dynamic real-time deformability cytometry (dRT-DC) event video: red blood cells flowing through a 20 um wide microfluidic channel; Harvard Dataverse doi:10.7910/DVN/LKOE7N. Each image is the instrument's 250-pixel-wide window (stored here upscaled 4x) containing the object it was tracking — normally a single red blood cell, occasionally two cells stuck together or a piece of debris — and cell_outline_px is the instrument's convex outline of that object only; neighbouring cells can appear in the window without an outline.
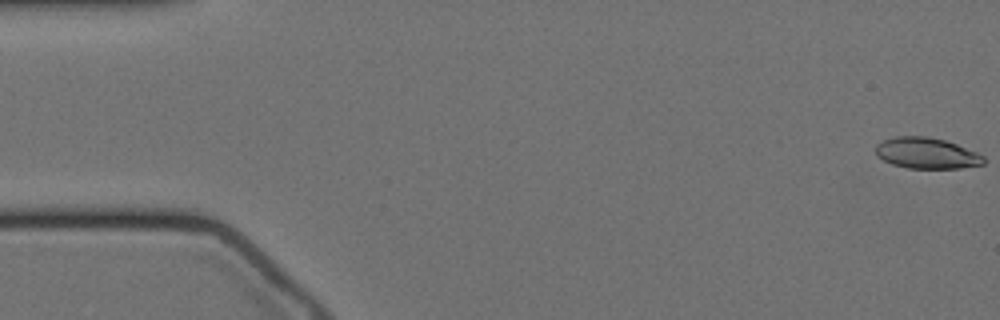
{"species": "Egyptian fruit bat (a non-hibernating species)", "species_latin": "Rousettus aegyptiacus", "temperature_condition": "cold", "stored_images_in_passage": 21, "camera_frame_rate_fps": 3000, "um_per_image_px": 0.085, "animal": {"sex": "female"}, "frame": {"image": 1, "passage_image": 1, "time_ms": 0.0, "image_size_px": [1000, 320], "cell_outline_px": [[984, 164], [960, 168], [908, 168], [892, 164], [876, 156], [876, 144], [884, 140], [896, 136], [928, 136], [944, 140], [956, 144], [976, 152], [984, 156]], "centroid_in_image_um": [78.75, 13.02], "position_along_channel_um": 6.3, "area_um2": 19.42}}
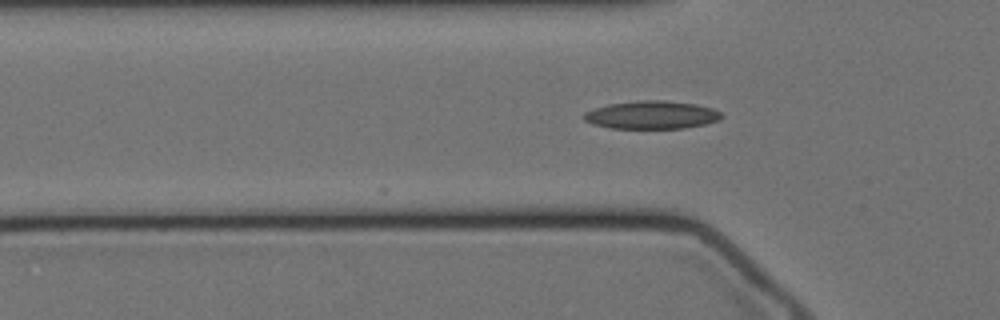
{"frame": {"image": 2, "passage_image": 18, "time_ms": 5.667, "image_size_px": [1000, 320], "cell_outline_px": [[724, 116], [720, 120], [704, 124], [684, 128], [608, 128], [592, 124], [584, 120], [580, 116], [584, 112], [608, 104], [636, 100], [664, 100], [696, 104], [712, 108], [720, 112]], "centroid_in_image_um": [55.36, 9.76], "position_along_channel_um": 70.4, "area_um2": 22.66}}
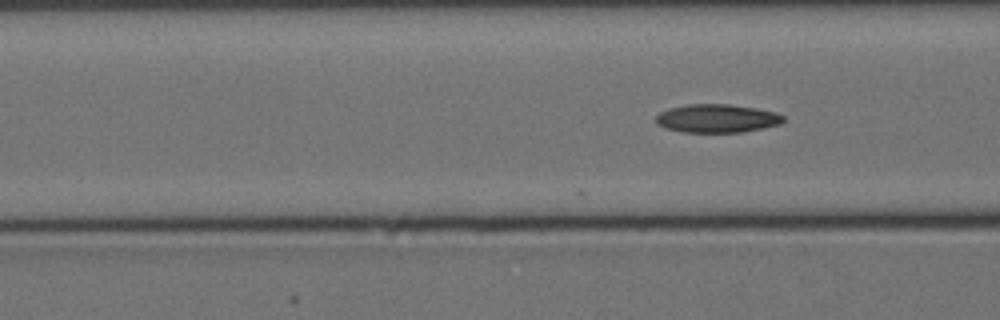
{"frame": {"image": 3, "passage_image": 21, "time_ms": 6.667, "image_size_px": [1000, 320], "cell_outline_px": [[784, 120], [780, 124], [740, 132], [680, 132], [664, 128], [656, 124], [656, 116], [660, 112], [668, 108], [688, 104], [728, 104], [756, 108], [776, 112], [784, 116]], "centroid_in_image_um": [60.9, 10.06], "position_along_channel_um": 105.7, "area_um2": 21.1}}